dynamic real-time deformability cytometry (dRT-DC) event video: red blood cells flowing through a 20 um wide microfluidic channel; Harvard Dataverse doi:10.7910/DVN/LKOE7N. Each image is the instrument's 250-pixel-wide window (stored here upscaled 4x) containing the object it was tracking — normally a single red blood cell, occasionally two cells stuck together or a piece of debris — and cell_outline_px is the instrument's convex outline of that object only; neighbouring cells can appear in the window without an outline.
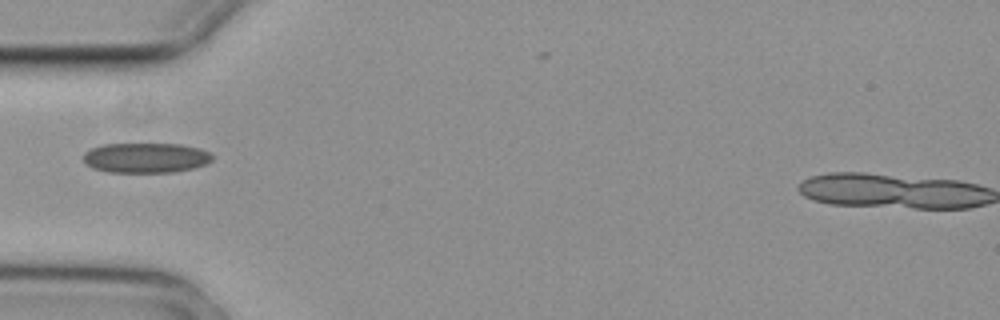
{"species": "common noctule bat (a hibernating species)", "species_latin": "Nyctalus noctula", "temperature_condition": "cold", "stored_images_in_passage": 5, "camera_frame_rate_fps": 3000, "um_per_image_px": 0.085, "animal": {"sex": "female", "body_mass_g": 29.2, "forearm_length_mm": 56.3}, "frame": {"image": 1, "passage_image": 5, "time_ms": 1.333, "image_size_px": [1000, 320], "cell_outline_px": [[212, 160], [204, 164], [192, 168], [172, 172], [108, 172], [92, 168], [84, 160], [84, 152], [92, 148], [104, 144], [180, 144], [200, 148], [208, 152], [212, 156]], "centroid_in_image_um": [12.38, 13.41], "position_along_channel_um": 72.6, "area_um2": 22.37}}